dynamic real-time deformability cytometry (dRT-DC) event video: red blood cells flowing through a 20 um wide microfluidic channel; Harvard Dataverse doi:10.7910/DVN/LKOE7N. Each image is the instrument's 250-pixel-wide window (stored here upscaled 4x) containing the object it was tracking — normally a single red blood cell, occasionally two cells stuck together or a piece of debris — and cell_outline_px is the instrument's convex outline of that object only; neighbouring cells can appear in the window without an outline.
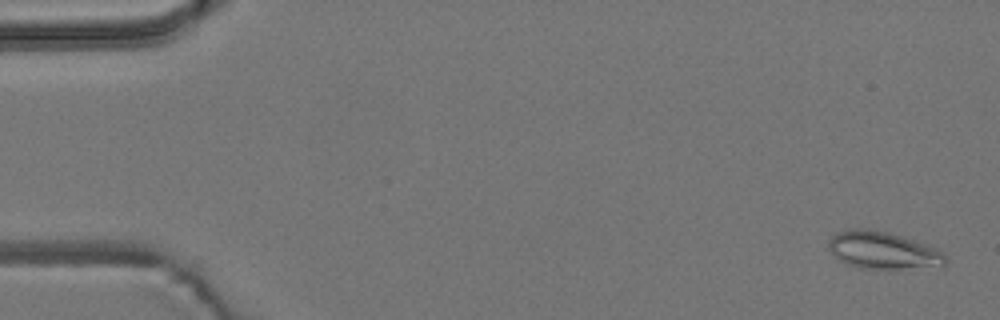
{"species": "common noctule bat (a hibernating species)", "species_latin": "Nyctalus noctula", "temperature_condition": "room temperature", "stored_images_in_passage": 57, "camera_frame_rate_fps": 3000, "um_per_image_px": 0.085, "animal": {"sex": "male", "body_mass_g": 19.2, "forearm_length_mm": 51.8}, "frame": {"image": 1, "passage_image": 2, "time_ms": 0.333, "image_size_px": [1000, 320], "cell_outline_px": [[948, 260], [944, 264], [900, 268], [860, 268], [848, 264], [840, 260], [828, 248], [828, 240], [836, 232], [848, 228], [868, 228], [888, 232], [936, 248], [944, 252]], "centroid_in_image_um": [74.98, 21.24], "position_along_channel_um": 10.0, "area_um2": 24.97}}
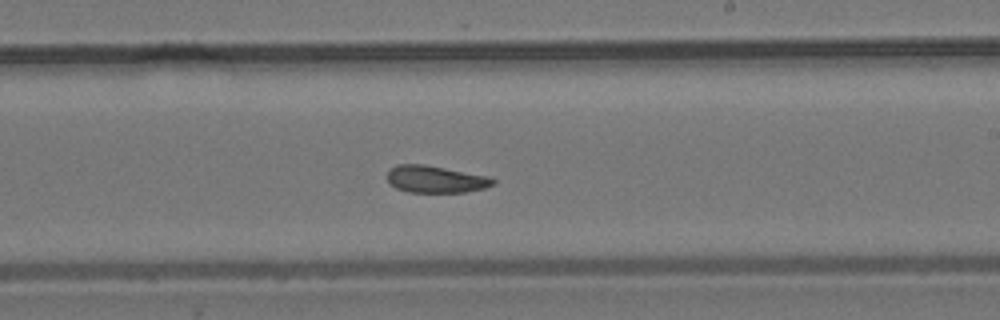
{"frame": {"image": 2, "passage_image": 33, "time_ms": 10.667, "image_size_px": [1000, 320], "cell_outline_px": [[496, 184], [484, 188], [464, 192], [408, 192], [396, 188], [388, 184], [388, 172], [396, 164], [424, 164], [488, 176], [496, 180]], "centroid_in_image_um": [37.02, 15.24], "position_along_channel_um": 252.0, "area_um2": 16.7}}
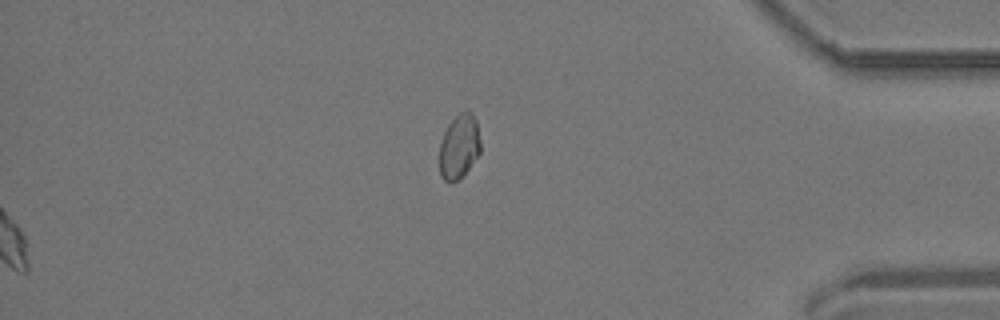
{"frame": {"image": 3, "passage_image": 57, "time_ms": 18.667, "image_size_px": [1000, 320], "cell_outline_px": [[480, 152], [460, 180], [448, 184], [440, 176], [440, 144], [444, 132], [448, 124], [460, 112], [468, 108], [472, 112], [476, 120], [480, 140]], "centroid_in_image_um": [39.02, 12.46], "position_along_channel_um": 396.2, "area_um2": 15.61}, "authors_computed_cell_mechanics": {"area_um2": 18.0336, "velocity_mm_per_s": 3.6877, "shape_relaxation_time_tau1_ms": 7.2496, "shape_relaxation_time_tau2_ms": 5.6125, "deformation_change_tau1": 0.1309, "deformation_change_tau2": 0.1212}}